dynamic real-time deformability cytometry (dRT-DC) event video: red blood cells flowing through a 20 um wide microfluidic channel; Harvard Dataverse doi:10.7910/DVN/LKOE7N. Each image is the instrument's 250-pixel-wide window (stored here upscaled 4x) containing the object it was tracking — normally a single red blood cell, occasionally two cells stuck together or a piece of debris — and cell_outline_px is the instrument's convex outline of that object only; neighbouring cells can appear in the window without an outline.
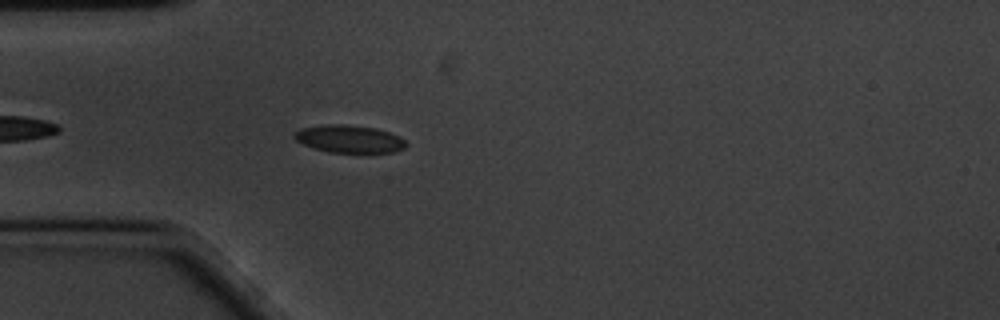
{"species": "common noctule bat (a hibernating species)", "species_latin": "Nyctalus noctula", "temperature_condition": "cold", "stored_images_in_passage": 31, "camera_frame_rate_fps": 3000, "um_per_image_px": 0.085, "animal": {"sex": "male", "body_mass_g": 20.1, "forearm_length_mm": 53.5}, "frame": {"image": 1, "passage_image": 5, "time_ms": 1.333, "image_size_px": [1000, 320], "cell_outline_px": [[408, 144], [404, 148], [392, 152], [328, 152], [304, 144], [296, 140], [292, 136], [300, 128], [324, 124], [344, 124], [376, 128], [400, 136]], "centroid_in_image_um": [29.69, 11.79], "position_along_channel_um": 55.3, "area_um2": 17.86}}
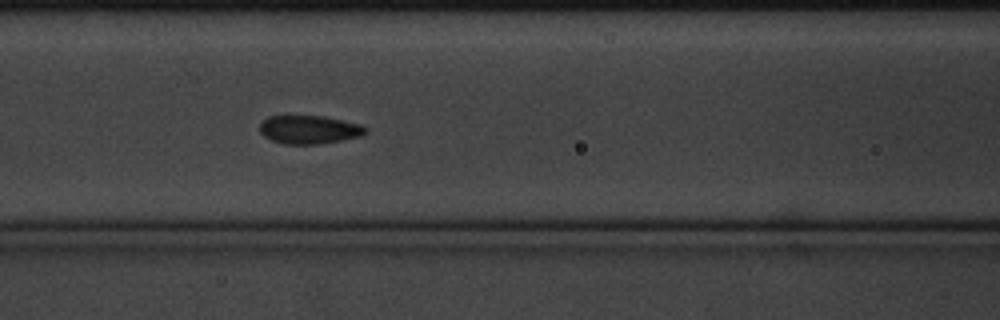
{"frame": {"image": 2, "passage_image": 13, "time_ms": 4.0, "image_size_px": [1000, 320], "cell_outline_px": [[368, 132], [360, 136], [320, 144], [284, 144], [272, 140], [264, 136], [260, 132], [260, 124], [268, 116], [320, 116], [360, 124], [368, 128]], "centroid_in_image_um": [26.28, 11.02], "position_along_channel_um": 140.3, "area_um2": 17.34}}
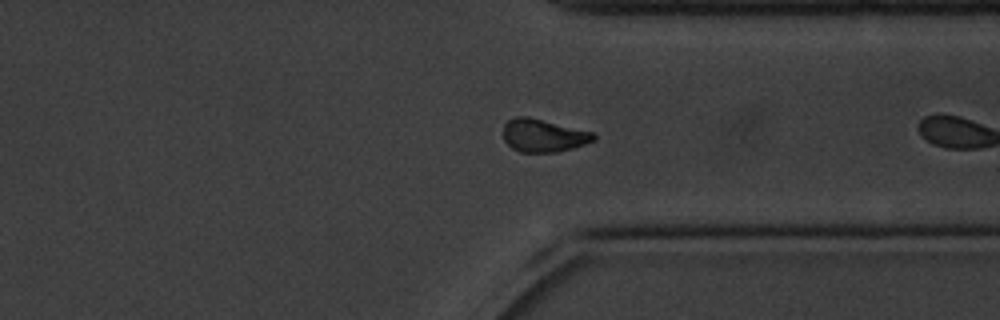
{"frame": {"image": 3, "passage_image": 30, "time_ms": 9.667, "image_size_px": [1000, 320], "cell_outline_px": [[596, 140], [572, 148], [556, 152], [520, 152], [512, 148], [504, 140], [504, 124], [512, 116], [528, 116], [592, 132], [596, 136]], "centroid_in_image_um": [46.16, 11.51], "position_along_channel_um": 365.2, "area_um2": 17.28}}